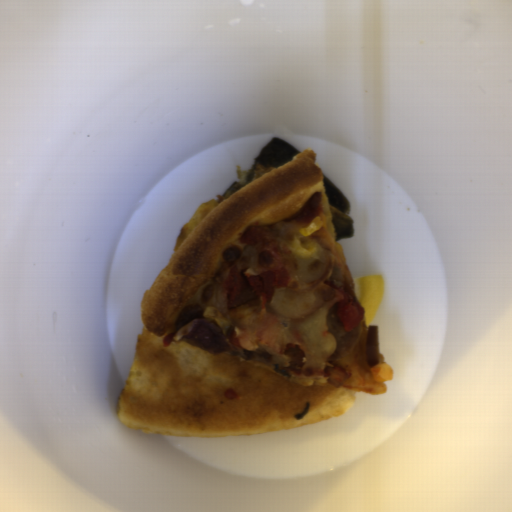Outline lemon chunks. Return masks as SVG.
Returning a JSON list of instances; mask_svg holds the SVG:
<instances>
[{
	"label": "lemon chunks",
	"instance_id": "e0be4373",
	"mask_svg": "<svg viewBox=\"0 0 512 512\" xmlns=\"http://www.w3.org/2000/svg\"><path fill=\"white\" fill-rule=\"evenodd\" d=\"M358 302L368 326L374 321L384 299L385 279L382 274L352 278Z\"/></svg>",
	"mask_w": 512,
	"mask_h": 512
}]
</instances>
